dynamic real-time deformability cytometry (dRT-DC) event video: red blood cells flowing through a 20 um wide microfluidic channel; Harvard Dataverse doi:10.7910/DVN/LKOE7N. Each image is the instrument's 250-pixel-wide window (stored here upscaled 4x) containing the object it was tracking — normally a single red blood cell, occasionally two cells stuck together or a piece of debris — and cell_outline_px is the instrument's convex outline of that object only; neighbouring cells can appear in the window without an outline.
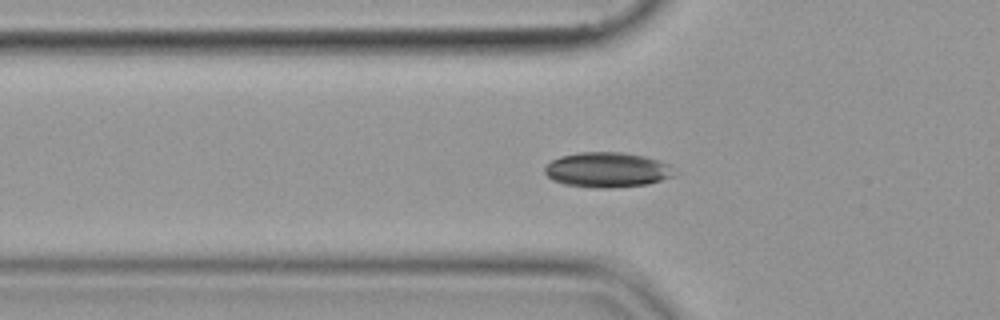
{"species": "common noctule bat (a hibernating species)", "species_latin": "Nyctalus noctula", "temperature_condition": "cold", "stored_images_in_passage": 44, "camera_frame_rate_fps": 3000, "um_per_image_px": 0.085, "animal": {"sex": "female", "body_mass_g": 19.9}, "frame": {"image": 1, "passage_image": 13, "time_ms": 4.0, "image_size_px": [1000, 320], "cell_outline_px": [[676, 176], [648, 184], [612, 188], [596, 188], [564, 184], [552, 180], [544, 172], [544, 168], [552, 160], [560, 156], [580, 152], [620, 152], [644, 156], [668, 164]], "centroid_in_image_um": [51.59, 14.44], "position_along_channel_um": 74.2, "area_um2": 26.41}}
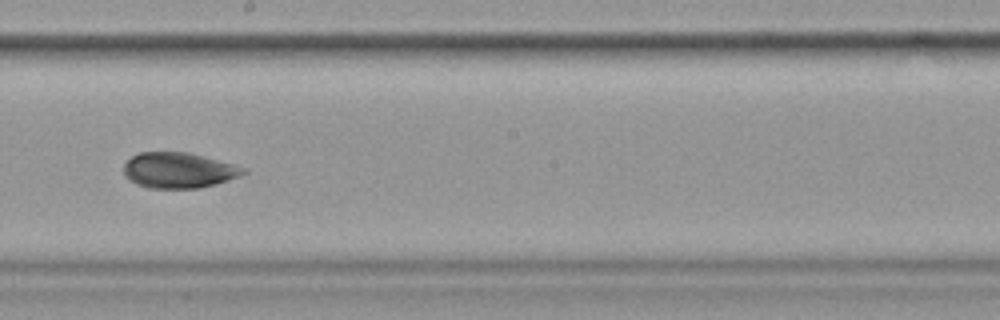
{"frame": {"image": 2, "passage_image": 26, "time_ms": 8.333, "image_size_px": [1000, 320], "cell_outline_px": [[248, 172], [240, 176], [216, 184], [200, 188], [148, 188], [136, 184], [128, 180], [124, 176], [124, 164], [132, 156], [140, 152], [188, 152], [204, 156], [248, 168]], "centroid_in_image_um": [15.2, 14.48], "position_along_channel_um": 233.0, "area_um2": 25.03}}
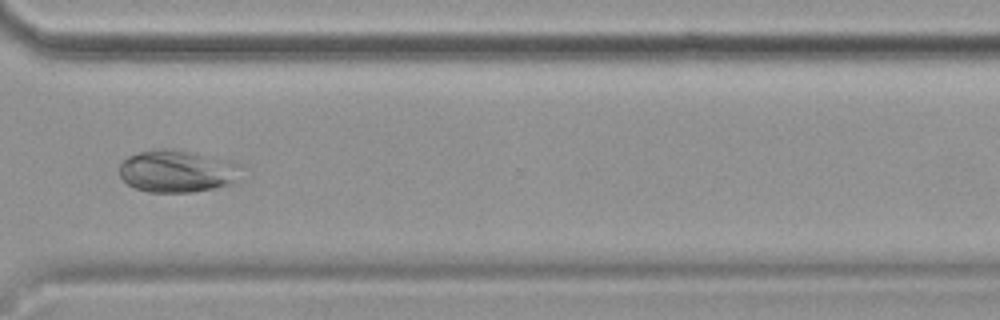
{"frame": {"image": 3, "passage_image": 36, "time_ms": 11.667, "image_size_px": [1000, 320], "cell_outline_px": [[240, 180], [236, 184], [192, 192], [148, 192], [136, 188], [128, 184], [120, 176], [120, 164], [128, 156], [140, 152], [156, 148], [176, 148], [228, 160], [240, 164]], "centroid_in_image_um": [15.1, 14.54], "position_along_channel_um": 355.5, "area_um2": 30.46}}